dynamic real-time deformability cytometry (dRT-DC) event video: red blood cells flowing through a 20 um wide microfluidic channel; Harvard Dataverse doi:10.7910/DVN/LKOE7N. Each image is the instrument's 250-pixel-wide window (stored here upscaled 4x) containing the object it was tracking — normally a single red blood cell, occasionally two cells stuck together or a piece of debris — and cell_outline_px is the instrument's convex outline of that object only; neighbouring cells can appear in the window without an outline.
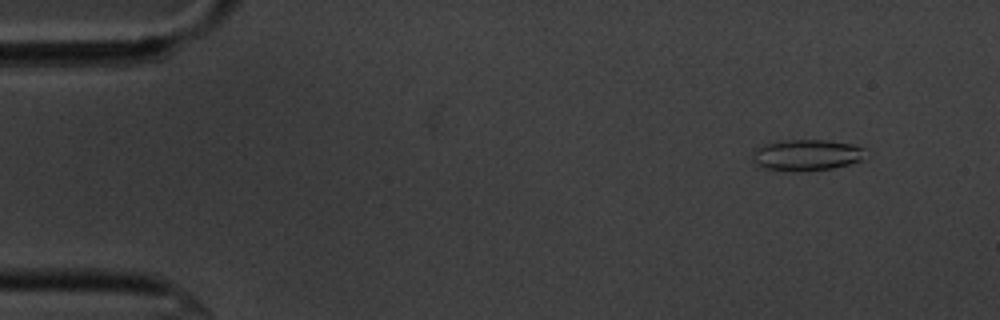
{"species": "common noctule bat (a hibernating species)", "species_latin": "Nyctalus noctula", "temperature_condition": "cold", "stored_images_in_passage": 55, "camera_frame_rate_fps": 3000, "um_per_image_px": 0.085, "animal": {"sex": "male", "body_mass_g": 20.1, "forearm_length_mm": 53.5}, "frame": {"image": 1, "passage_image": 5, "time_ms": 1.333, "image_size_px": [1000, 320], "cell_outline_px": [[864, 160], [832, 168], [800, 172], [784, 172], [764, 168], [752, 164], [752, 156], [756, 148], [764, 144], [784, 140], [828, 140], [852, 144], [864, 148]], "centroid_in_image_um": [68.52, 13.2], "position_along_channel_um": 16.5, "area_um2": 20.92}}
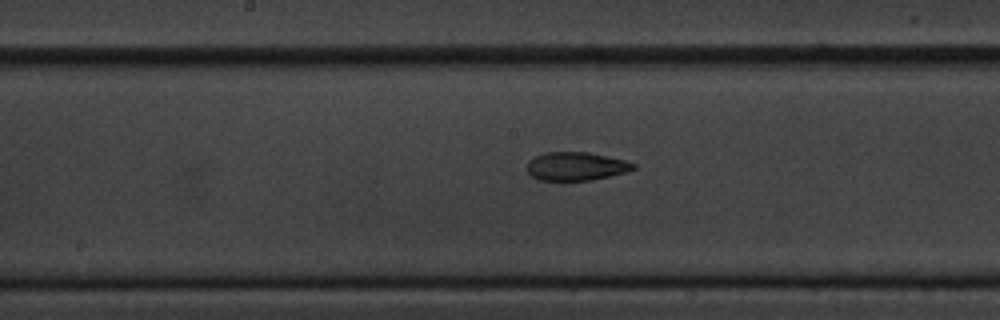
{"frame": {"image": 2, "passage_image": 28, "time_ms": 9.0, "image_size_px": [1000, 320], "cell_outline_px": [[636, 168], [628, 172], [592, 180], [540, 180], [532, 176], [528, 172], [528, 160], [544, 152], [588, 152], [628, 160], [636, 164]], "centroid_in_image_um": [49.02, 14.13], "position_along_channel_um": 199.2, "area_um2": 17.74}}
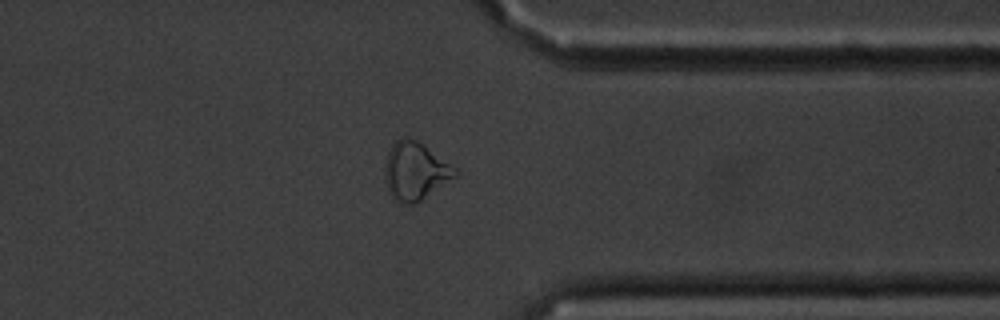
{"frame": {"image": 3, "passage_image": 43, "time_ms": 14.0, "image_size_px": [1000, 320], "cell_outline_px": [[460, 172], [456, 176], [420, 200], [412, 204], [400, 204], [392, 196], [384, 180], [384, 164], [388, 152], [392, 144], [400, 136], [412, 136], [424, 144], [452, 164]], "centroid_in_image_um": [35.28, 14.49], "position_along_channel_um": 376.1, "area_um2": 23.99}, "authors_computed_cell_mechanics": {"area_um2": 19.3052, "velocity_mm_per_s": 3.6295, "shape_relaxation_time_tau1_ms": 4.2871, "shape_relaxation_time_tau2_ms": 2.8227, "deformation_change_tau1": 0.136, "deformation_change_tau2": 0.1047}}